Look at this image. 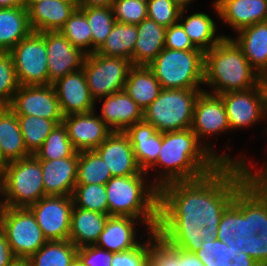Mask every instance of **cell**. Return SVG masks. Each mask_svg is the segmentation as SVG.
Here are the masks:
<instances>
[{
	"label": "cell",
	"mask_w": 267,
	"mask_h": 266,
	"mask_svg": "<svg viewBox=\"0 0 267 266\" xmlns=\"http://www.w3.org/2000/svg\"><path fill=\"white\" fill-rule=\"evenodd\" d=\"M252 169L222 164L200 179L163 185L159 188L156 232L178 249L198 251L205 240L216 239L222 214L257 172Z\"/></svg>",
	"instance_id": "obj_1"
},
{
	"label": "cell",
	"mask_w": 267,
	"mask_h": 266,
	"mask_svg": "<svg viewBox=\"0 0 267 266\" xmlns=\"http://www.w3.org/2000/svg\"><path fill=\"white\" fill-rule=\"evenodd\" d=\"M222 163L198 140L189 128L162 133L156 162L146 171L161 169L152 182L158 187L174 181H192L214 172ZM159 166V167H157ZM156 167V168H155ZM160 174V175H159Z\"/></svg>",
	"instance_id": "obj_2"
},
{
	"label": "cell",
	"mask_w": 267,
	"mask_h": 266,
	"mask_svg": "<svg viewBox=\"0 0 267 266\" xmlns=\"http://www.w3.org/2000/svg\"><path fill=\"white\" fill-rule=\"evenodd\" d=\"M262 80L231 37H224L204 53V85L213 89L205 90L209 93L243 91Z\"/></svg>",
	"instance_id": "obj_3"
},
{
	"label": "cell",
	"mask_w": 267,
	"mask_h": 266,
	"mask_svg": "<svg viewBox=\"0 0 267 266\" xmlns=\"http://www.w3.org/2000/svg\"><path fill=\"white\" fill-rule=\"evenodd\" d=\"M147 178L149 175L115 176L105 187L108 215L140 219L150 234L158 224L159 188Z\"/></svg>",
	"instance_id": "obj_4"
},
{
	"label": "cell",
	"mask_w": 267,
	"mask_h": 266,
	"mask_svg": "<svg viewBox=\"0 0 267 266\" xmlns=\"http://www.w3.org/2000/svg\"><path fill=\"white\" fill-rule=\"evenodd\" d=\"M148 68L153 72L162 89H203L204 52L202 50L164 48Z\"/></svg>",
	"instance_id": "obj_5"
},
{
	"label": "cell",
	"mask_w": 267,
	"mask_h": 266,
	"mask_svg": "<svg viewBox=\"0 0 267 266\" xmlns=\"http://www.w3.org/2000/svg\"><path fill=\"white\" fill-rule=\"evenodd\" d=\"M3 205L28 208L45 196L40 161L34 156L6 163L0 173Z\"/></svg>",
	"instance_id": "obj_6"
},
{
	"label": "cell",
	"mask_w": 267,
	"mask_h": 266,
	"mask_svg": "<svg viewBox=\"0 0 267 266\" xmlns=\"http://www.w3.org/2000/svg\"><path fill=\"white\" fill-rule=\"evenodd\" d=\"M203 90L205 89H162L143 111V120L160 133L189 129L195 101Z\"/></svg>",
	"instance_id": "obj_7"
},
{
	"label": "cell",
	"mask_w": 267,
	"mask_h": 266,
	"mask_svg": "<svg viewBox=\"0 0 267 266\" xmlns=\"http://www.w3.org/2000/svg\"><path fill=\"white\" fill-rule=\"evenodd\" d=\"M190 129L197 135L198 140L222 163L234 164L249 167L246 160L240 155L239 158H233L228 153L219 154L214 150L212 142H206L209 136L221 135L220 133L230 132V126L227 119V111L224 102L219 94H212L205 90L198 95L192 118ZM203 140V141H202ZM205 140V141H204ZM205 143V144H204ZM214 150V151H213Z\"/></svg>",
	"instance_id": "obj_8"
},
{
	"label": "cell",
	"mask_w": 267,
	"mask_h": 266,
	"mask_svg": "<svg viewBox=\"0 0 267 266\" xmlns=\"http://www.w3.org/2000/svg\"><path fill=\"white\" fill-rule=\"evenodd\" d=\"M131 67V61L125 58L103 56L96 52L87 54L82 69L95 102L123 91Z\"/></svg>",
	"instance_id": "obj_9"
},
{
	"label": "cell",
	"mask_w": 267,
	"mask_h": 266,
	"mask_svg": "<svg viewBox=\"0 0 267 266\" xmlns=\"http://www.w3.org/2000/svg\"><path fill=\"white\" fill-rule=\"evenodd\" d=\"M0 228L14 256L30 257L48 241L28 208L4 206Z\"/></svg>",
	"instance_id": "obj_10"
},
{
	"label": "cell",
	"mask_w": 267,
	"mask_h": 266,
	"mask_svg": "<svg viewBox=\"0 0 267 266\" xmlns=\"http://www.w3.org/2000/svg\"><path fill=\"white\" fill-rule=\"evenodd\" d=\"M9 53L19 85L49 84L45 32H32L20 40Z\"/></svg>",
	"instance_id": "obj_11"
},
{
	"label": "cell",
	"mask_w": 267,
	"mask_h": 266,
	"mask_svg": "<svg viewBox=\"0 0 267 266\" xmlns=\"http://www.w3.org/2000/svg\"><path fill=\"white\" fill-rule=\"evenodd\" d=\"M227 111L231 131L253 127L263 119L267 122V80L257 86L235 92L219 94ZM262 119V120H261ZM267 124V123H266ZM267 133V127L266 131Z\"/></svg>",
	"instance_id": "obj_12"
},
{
	"label": "cell",
	"mask_w": 267,
	"mask_h": 266,
	"mask_svg": "<svg viewBox=\"0 0 267 266\" xmlns=\"http://www.w3.org/2000/svg\"><path fill=\"white\" fill-rule=\"evenodd\" d=\"M72 196L46 195L28 207L48 241L69 240Z\"/></svg>",
	"instance_id": "obj_13"
},
{
	"label": "cell",
	"mask_w": 267,
	"mask_h": 266,
	"mask_svg": "<svg viewBox=\"0 0 267 266\" xmlns=\"http://www.w3.org/2000/svg\"><path fill=\"white\" fill-rule=\"evenodd\" d=\"M8 107L16 115H32L63 123L64 115L52 84L20 85Z\"/></svg>",
	"instance_id": "obj_14"
},
{
	"label": "cell",
	"mask_w": 267,
	"mask_h": 266,
	"mask_svg": "<svg viewBox=\"0 0 267 266\" xmlns=\"http://www.w3.org/2000/svg\"><path fill=\"white\" fill-rule=\"evenodd\" d=\"M45 47L48 56L49 84L83 68L87 54L72 45L60 31L45 32Z\"/></svg>",
	"instance_id": "obj_15"
},
{
	"label": "cell",
	"mask_w": 267,
	"mask_h": 266,
	"mask_svg": "<svg viewBox=\"0 0 267 266\" xmlns=\"http://www.w3.org/2000/svg\"><path fill=\"white\" fill-rule=\"evenodd\" d=\"M95 151L109 168L112 177L150 175L139 167L130 139L124 132H112Z\"/></svg>",
	"instance_id": "obj_16"
},
{
	"label": "cell",
	"mask_w": 267,
	"mask_h": 266,
	"mask_svg": "<svg viewBox=\"0 0 267 266\" xmlns=\"http://www.w3.org/2000/svg\"><path fill=\"white\" fill-rule=\"evenodd\" d=\"M52 85L64 116L95 110L96 102L90 94L83 69L68 73Z\"/></svg>",
	"instance_id": "obj_17"
},
{
	"label": "cell",
	"mask_w": 267,
	"mask_h": 266,
	"mask_svg": "<svg viewBox=\"0 0 267 266\" xmlns=\"http://www.w3.org/2000/svg\"><path fill=\"white\" fill-rule=\"evenodd\" d=\"M96 109L81 114L64 116L63 124L77 152L95 150L113 131L95 115Z\"/></svg>",
	"instance_id": "obj_18"
},
{
	"label": "cell",
	"mask_w": 267,
	"mask_h": 266,
	"mask_svg": "<svg viewBox=\"0 0 267 266\" xmlns=\"http://www.w3.org/2000/svg\"><path fill=\"white\" fill-rule=\"evenodd\" d=\"M212 9L234 32L267 21V0H215Z\"/></svg>",
	"instance_id": "obj_19"
},
{
	"label": "cell",
	"mask_w": 267,
	"mask_h": 266,
	"mask_svg": "<svg viewBox=\"0 0 267 266\" xmlns=\"http://www.w3.org/2000/svg\"><path fill=\"white\" fill-rule=\"evenodd\" d=\"M97 101H102L98 116L113 132H125L143 120V110L124 90Z\"/></svg>",
	"instance_id": "obj_20"
},
{
	"label": "cell",
	"mask_w": 267,
	"mask_h": 266,
	"mask_svg": "<svg viewBox=\"0 0 267 266\" xmlns=\"http://www.w3.org/2000/svg\"><path fill=\"white\" fill-rule=\"evenodd\" d=\"M39 161L45 196H72L76 185L78 152L71 157Z\"/></svg>",
	"instance_id": "obj_21"
},
{
	"label": "cell",
	"mask_w": 267,
	"mask_h": 266,
	"mask_svg": "<svg viewBox=\"0 0 267 266\" xmlns=\"http://www.w3.org/2000/svg\"><path fill=\"white\" fill-rule=\"evenodd\" d=\"M141 222L142 220L134 217L109 216L95 246L113 253L138 247L142 242L137 239L138 233L135 226Z\"/></svg>",
	"instance_id": "obj_22"
},
{
	"label": "cell",
	"mask_w": 267,
	"mask_h": 266,
	"mask_svg": "<svg viewBox=\"0 0 267 266\" xmlns=\"http://www.w3.org/2000/svg\"><path fill=\"white\" fill-rule=\"evenodd\" d=\"M76 0H42L28 9L33 32L60 31L76 10Z\"/></svg>",
	"instance_id": "obj_23"
},
{
	"label": "cell",
	"mask_w": 267,
	"mask_h": 266,
	"mask_svg": "<svg viewBox=\"0 0 267 266\" xmlns=\"http://www.w3.org/2000/svg\"><path fill=\"white\" fill-rule=\"evenodd\" d=\"M232 38L240 47L251 67L267 80V21L247 26Z\"/></svg>",
	"instance_id": "obj_24"
},
{
	"label": "cell",
	"mask_w": 267,
	"mask_h": 266,
	"mask_svg": "<svg viewBox=\"0 0 267 266\" xmlns=\"http://www.w3.org/2000/svg\"><path fill=\"white\" fill-rule=\"evenodd\" d=\"M124 133L130 139L139 167L146 172L159 156L162 133L144 120L130 126Z\"/></svg>",
	"instance_id": "obj_25"
},
{
	"label": "cell",
	"mask_w": 267,
	"mask_h": 266,
	"mask_svg": "<svg viewBox=\"0 0 267 266\" xmlns=\"http://www.w3.org/2000/svg\"><path fill=\"white\" fill-rule=\"evenodd\" d=\"M137 29L132 66H148L165 48L166 27L147 17L137 24Z\"/></svg>",
	"instance_id": "obj_26"
},
{
	"label": "cell",
	"mask_w": 267,
	"mask_h": 266,
	"mask_svg": "<svg viewBox=\"0 0 267 266\" xmlns=\"http://www.w3.org/2000/svg\"><path fill=\"white\" fill-rule=\"evenodd\" d=\"M189 9L181 11L178 23L189 36L192 44L202 50L204 53L218 44L224 37H231L225 34L217 33V25L210 15L204 12L191 13L189 16L184 15Z\"/></svg>",
	"instance_id": "obj_27"
},
{
	"label": "cell",
	"mask_w": 267,
	"mask_h": 266,
	"mask_svg": "<svg viewBox=\"0 0 267 266\" xmlns=\"http://www.w3.org/2000/svg\"><path fill=\"white\" fill-rule=\"evenodd\" d=\"M108 214H101L73 206L69 240L77 247L95 245L104 229Z\"/></svg>",
	"instance_id": "obj_28"
},
{
	"label": "cell",
	"mask_w": 267,
	"mask_h": 266,
	"mask_svg": "<svg viewBox=\"0 0 267 266\" xmlns=\"http://www.w3.org/2000/svg\"><path fill=\"white\" fill-rule=\"evenodd\" d=\"M0 152L6 163L31 156L24 145L17 115L8 106H0Z\"/></svg>",
	"instance_id": "obj_29"
},
{
	"label": "cell",
	"mask_w": 267,
	"mask_h": 266,
	"mask_svg": "<svg viewBox=\"0 0 267 266\" xmlns=\"http://www.w3.org/2000/svg\"><path fill=\"white\" fill-rule=\"evenodd\" d=\"M32 32L28 9L0 8V51H10Z\"/></svg>",
	"instance_id": "obj_30"
},
{
	"label": "cell",
	"mask_w": 267,
	"mask_h": 266,
	"mask_svg": "<svg viewBox=\"0 0 267 266\" xmlns=\"http://www.w3.org/2000/svg\"><path fill=\"white\" fill-rule=\"evenodd\" d=\"M162 87L148 66H132L127 75L124 91L144 111L159 95Z\"/></svg>",
	"instance_id": "obj_31"
},
{
	"label": "cell",
	"mask_w": 267,
	"mask_h": 266,
	"mask_svg": "<svg viewBox=\"0 0 267 266\" xmlns=\"http://www.w3.org/2000/svg\"><path fill=\"white\" fill-rule=\"evenodd\" d=\"M138 38V29L135 24L116 22L108 35L107 40L96 53L108 57H120L131 61Z\"/></svg>",
	"instance_id": "obj_32"
},
{
	"label": "cell",
	"mask_w": 267,
	"mask_h": 266,
	"mask_svg": "<svg viewBox=\"0 0 267 266\" xmlns=\"http://www.w3.org/2000/svg\"><path fill=\"white\" fill-rule=\"evenodd\" d=\"M78 248L70 241H47L29 259L31 266H71Z\"/></svg>",
	"instance_id": "obj_33"
},
{
	"label": "cell",
	"mask_w": 267,
	"mask_h": 266,
	"mask_svg": "<svg viewBox=\"0 0 267 266\" xmlns=\"http://www.w3.org/2000/svg\"><path fill=\"white\" fill-rule=\"evenodd\" d=\"M111 178L109 168L95 150L78 152L76 184L105 185Z\"/></svg>",
	"instance_id": "obj_34"
},
{
	"label": "cell",
	"mask_w": 267,
	"mask_h": 266,
	"mask_svg": "<svg viewBox=\"0 0 267 266\" xmlns=\"http://www.w3.org/2000/svg\"><path fill=\"white\" fill-rule=\"evenodd\" d=\"M20 131L27 151L34 155L42 146L46 137L55 128L57 123L42 117L32 115H17Z\"/></svg>",
	"instance_id": "obj_35"
},
{
	"label": "cell",
	"mask_w": 267,
	"mask_h": 266,
	"mask_svg": "<svg viewBox=\"0 0 267 266\" xmlns=\"http://www.w3.org/2000/svg\"><path fill=\"white\" fill-rule=\"evenodd\" d=\"M86 16L92 33V53L96 52L107 40L116 23L112 7H78Z\"/></svg>",
	"instance_id": "obj_36"
},
{
	"label": "cell",
	"mask_w": 267,
	"mask_h": 266,
	"mask_svg": "<svg viewBox=\"0 0 267 266\" xmlns=\"http://www.w3.org/2000/svg\"><path fill=\"white\" fill-rule=\"evenodd\" d=\"M75 152L76 150L68 137L66 126L60 123L46 137L34 156L38 160H56L71 157Z\"/></svg>",
	"instance_id": "obj_37"
},
{
	"label": "cell",
	"mask_w": 267,
	"mask_h": 266,
	"mask_svg": "<svg viewBox=\"0 0 267 266\" xmlns=\"http://www.w3.org/2000/svg\"><path fill=\"white\" fill-rule=\"evenodd\" d=\"M248 225L253 235L264 225V177L258 172L248 180Z\"/></svg>",
	"instance_id": "obj_38"
},
{
	"label": "cell",
	"mask_w": 267,
	"mask_h": 266,
	"mask_svg": "<svg viewBox=\"0 0 267 266\" xmlns=\"http://www.w3.org/2000/svg\"><path fill=\"white\" fill-rule=\"evenodd\" d=\"M60 32L75 47L82 49L86 54L92 53L91 28L80 8H76Z\"/></svg>",
	"instance_id": "obj_39"
},
{
	"label": "cell",
	"mask_w": 267,
	"mask_h": 266,
	"mask_svg": "<svg viewBox=\"0 0 267 266\" xmlns=\"http://www.w3.org/2000/svg\"><path fill=\"white\" fill-rule=\"evenodd\" d=\"M72 198L76 207L101 214H108V201L105 185L76 184Z\"/></svg>",
	"instance_id": "obj_40"
},
{
	"label": "cell",
	"mask_w": 267,
	"mask_h": 266,
	"mask_svg": "<svg viewBox=\"0 0 267 266\" xmlns=\"http://www.w3.org/2000/svg\"><path fill=\"white\" fill-rule=\"evenodd\" d=\"M235 241L224 243L219 239H207L202 247L194 252L195 255L204 263L205 266H230L231 257L238 256L235 252Z\"/></svg>",
	"instance_id": "obj_41"
},
{
	"label": "cell",
	"mask_w": 267,
	"mask_h": 266,
	"mask_svg": "<svg viewBox=\"0 0 267 266\" xmlns=\"http://www.w3.org/2000/svg\"><path fill=\"white\" fill-rule=\"evenodd\" d=\"M148 263L151 266H180L179 249L153 231L149 234Z\"/></svg>",
	"instance_id": "obj_42"
},
{
	"label": "cell",
	"mask_w": 267,
	"mask_h": 266,
	"mask_svg": "<svg viewBox=\"0 0 267 266\" xmlns=\"http://www.w3.org/2000/svg\"><path fill=\"white\" fill-rule=\"evenodd\" d=\"M19 86L11 54L0 51V106L11 103Z\"/></svg>",
	"instance_id": "obj_43"
},
{
	"label": "cell",
	"mask_w": 267,
	"mask_h": 266,
	"mask_svg": "<svg viewBox=\"0 0 267 266\" xmlns=\"http://www.w3.org/2000/svg\"><path fill=\"white\" fill-rule=\"evenodd\" d=\"M116 22L139 24L147 18L146 0H114L112 4Z\"/></svg>",
	"instance_id": "obj_44"
},
{
	"label": "cell",
	"mask_w": 267,
	"mask_h": 266,
	"mask_svg": "<svg viewBox=\"0 0 267 266\" xmlns=\"http://www.w3.org/2000/svg\"><path fill=\"white\" fill-rule=\"evenodd\" d=\"M146 2L149 19L166 28L178 23L182 10L171 0H146Z\"/></svg>",
	"instance_id": "obj_45"
},
{
	"label": "cell",
	"mask_w": 267,
	"mask_h": 266,
	"mask_svg": "<svg viewBox=\"0 0 267 266\" xmlns=\"http://www.w3.org/2000/svg\"><path fill=\"white\" fill-rule=\"evenodd\" d=\"M236 237H250L248 225V181L235 194V233Z\"/></svg>",
	"instance_id": "obj_46"
},
{
	"label": "cell",
	"mask_w": 267,
	"mask_h": 266,
	"mask_svg": "<svg viewBox=\"0 0 267 266\" xmlns=\"http://www.w3.org/2000/svg\"><path fill=\"white\" fill-rule=\"evenodd\" d=\"M148 254L149 236H147V240H143V243L136 248L124 252L113 253L111 266H147Z\"/></svg>",
	"instance_id": "obj_47"
},
{
	"label": "cell",
	"mask_w": 267,
	"mask_h": 266,
	"mask_svg": "<svg viewBox=\"0 0 267 266\" xmlns=\"http://www.w3.org/2000/svg\"><path fill=\"white\" fill-rule=\"evenodd\" d=\"M235 248L239 254L241 252L249 255L256 262H266V244L262 235H251L250 237L238 236L234 239Z\"/></svg>",
	"instance_id": "obj_48"
},
{
	"label": "cell",
	"mask_w": 267,
	"mask_h": 266,
	"mask_svg": "<svg viewBox=\"0 0 267 266\" xmlns=\"http://www.w3.org/2000/svg\"><path fill=\"white\" fill-rule=\"evenodd\" d=\"M77 258L83 266H111L113 252L90 245L78 248Z\"/></svg>",
	"instance_id": "obj_49"
},
{
	"label": "cell",
	"mask_w": 267,
	"mask_h": 266,
	"mask_svg": "<svg viewBox=\"0 0 267 266\" xmlns=\"http://www.w3.org/2000/svg\"><path fill=\"white\" fill-rule=\"evenodd\" d=\"M165 48L173 50H200L196 48L179 23L166 28Z\"/></svg>",
	"instance_id": "obj_50"
},
{
	"label": "cell",
	"mask_w": 267,
	"mask_h": 266,
	"mask_svg": "<svg viewBox=\"0 0 267 266\" xmlns=\"http://www.w3.org/2000/svg\"><path fill=\"white\" fill-rule=\"evenodd\" d=\"M235 196L233 202L225 209L218 226L217 239L224 243L235 239Z\"/></svg>",
	"instance_id": "obj_51"
},
{
	"label": "cell",
	"mask_w": 267,
	"mask_h": 266,
	"mask_svg": "<svg viewBox=\"0 0 267 266\" xmlns=\"http://www.w3.org/2000/svg\"><path fill=\"white\" fill-rule=\"evenodd\" d=\"M257 172L262 177H264V225L262 229H259L258 234L262 235V239H264L266 244V262H267V163H265V165L261 169L257 170Z\"/></svg>",
	"instance_id": "obj_52"
},
{
	"label": "cell",
	"mask_w": 267,
	"mask_h": 266,
	"mask_svg": "<svg viewBox=\"0 0 267 266\" xmlns=\"http://www.w3.org/2000/svg\"><path fill=\"white\" fill-rule=\"evenodd\" d=\"M14 257L6 234L0 228V266H8Z\"/></svg>",
	"instance_id": "obj_53"
},
{
	"label": "cell",
	"mask_w": 267,
	"mask_h": 266,
	"mask_svg": "<svg viewBox=\"0 0 267 266\" xmlns=\"http://www.w3.org/2000/svg\"><path fill=\"white\" fill-rule=\"evenodd\" d=\"M180 266H205L195 253L179 249Z\"/></svg>",
	"instance_id": "obj_54"
},
{
	"label": "cell",
	"mask_w": 267,
	"mask_h": 266,
	"mask_svg": "<svg viewBox=\"0 0 267 266\" xmlns=\"http://www.w3.org/2000/svg\"><path fill=\"white\" fill-rule=\"evenodd\" d=\"M232 263L230 266H255L256 261L246 253L241 252L238 256L231 257Z\"/></svg>",
	"instance_id": "obj_55"
},
{
	"label": "cell",
	"mask_w": 267,
	"mask_h": 266,
	"mask_svg": "<svg viewBox=\"0 0 267 266\" xmlns=\"http://www.w3.org/2000/svg\"><path fill=\"white\" fill-rule=\"evenodd\" d=\"M77 7L101 6L112 7L114 0H76Z\"/></svg>",
	"instance_id": "obj_56"
},
{
	"label": "cell",
	"mask_w": 267,
	"mask_h": 266,
	"mask_svg": "<svg viewBox=\"0 0 267 266\" xmlns=\"http://www.w3.org/2000/svg\"><path fill=\"white\" fill-rule=\"evenodd\" d=\"M8 266H31L29 257L15 256Z\"/></svg>",
	"instance_id": "obj_57"
},
{
	"label": "cell",
	"mask_w": 267,
	"mask_h": 266,
	"mask_svg": "<svg viewBox=\"0 0 267 266\" xmlns=\"http://www.w3.org/2000/svg\"><path fill=\"white\" fill-rule=\"evenodd\" d=\"M23 0H0V8L22 7Z\"/></svg>",
	"instance_id": "obj_58"
},
{
	"label": "cell",
	"mask_w": 267,
	"mask_h": 266,
	"mask_svg": "<svg viewBox=\"0 0 267 266\" xmlns=\"http://www.w3.org/2000/svg\"><path fill=\"white\" fill-rule=\"evenodd\" d=\"M181 10L188 9L189 4L195 2V0H171Z\"/></svg>",
	"instance_id": "obj_59"
},
{
	"label": "cell",
	"mask_w": 267,
	"mask_h": 266,
	"mask_svg": "<svg viewBox=\"0 0 267 266\" xmlns=\"http://www.w3.org/2000/svg\"><path fill=\"white\" fill-rule=\"evenodd\" d=\"M42 0H23V6L29 9L34 3L40 2Z\"/></svg>",
	"instance_id": "obj_60"
},
{
	"label": "cell",
	"mask_w": 267,
	"mask_h": 266,
	"mask_svg": "<svg viewBox=\"0 0 267 266\" xmlns=\"http://www.w3.org/2000/svg\"><path fill=\"white\" fill-rule=\"evenodd\" d=\"M5 165H6V162L2 159L1 152H0V173L4 169Z\"/></svg>",
	"instance_id": "obj_61"
},
{
	"label": "cell",
	"mask_w": 267,
	"mask_h": 266,
	"mask_svg": "<svg viewBox=\"0 0 267 266\" xmlns=\"http://www.w3.org/2000/svg\"><path fill=\"white\" fill-rule=\"evenodd\" d=\"M0 198L2 197V193H1V189H0ZM4 208V205H3V199L1 198L0 199V222H1V214H2V210Z\"/></svg>",
	"instance_id": "obj_62"
},
{
	"label": "cell",
	"mask_w": 267,
	"mask_h": 266,
	"mask_svg": "<svg viewBox=\"0 0 267 266\" xmlns=\"http://www.w3.org/2000/svg\"><path fill=\"white\" fill-rule=\"evenodd\" d=\"M71 266H83V264L78 258H76L75 261L71 264Z\"/></svg>",
	"instance_id": "obj_63"
}]
</instances>
